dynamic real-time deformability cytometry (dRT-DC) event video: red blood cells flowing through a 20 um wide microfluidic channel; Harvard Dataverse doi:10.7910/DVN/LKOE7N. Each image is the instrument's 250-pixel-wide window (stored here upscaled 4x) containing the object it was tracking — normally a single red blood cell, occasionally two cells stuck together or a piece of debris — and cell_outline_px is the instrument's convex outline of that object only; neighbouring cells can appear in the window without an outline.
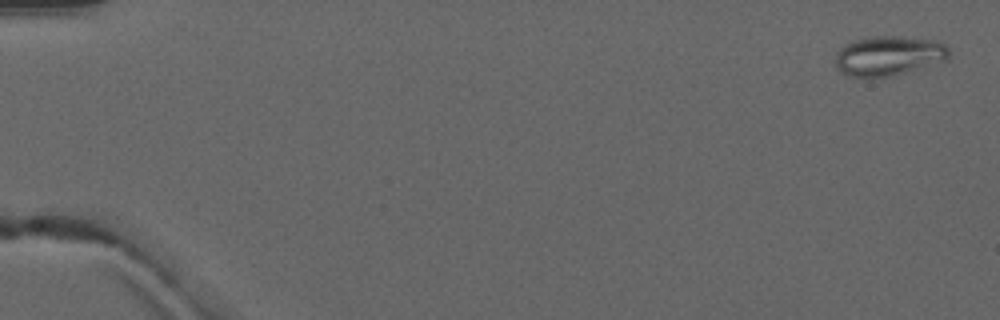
{"species": "common noctule bat (a hibernating species)", "species_latin": "Nyctalus noctula", "temperature_condition": "warm", "stored_images_in_passage": 5, "camera_frame_rate_fps": 3000, "um_per_image_px": 0.085, "animal": {"sex": "male", "forearm_length_mm": 52.5}, "frame": {"image": 1, "passage_image": 1, "time_ms": 0.0, "image_size_px": [1000, 320], "cell_outline_px": [[948, 60], [892, 76], [848, 76], [840, 72], [836, 68], [836, 52], [844, 44], [852, 40], [872, 36], [900, 36], [936, 40], [944, 44], [948, 48]], "centroid_in_image_um": [75.52, 4.72], "position_along_channel_um": 9.5, "area_um2": 26.36}}